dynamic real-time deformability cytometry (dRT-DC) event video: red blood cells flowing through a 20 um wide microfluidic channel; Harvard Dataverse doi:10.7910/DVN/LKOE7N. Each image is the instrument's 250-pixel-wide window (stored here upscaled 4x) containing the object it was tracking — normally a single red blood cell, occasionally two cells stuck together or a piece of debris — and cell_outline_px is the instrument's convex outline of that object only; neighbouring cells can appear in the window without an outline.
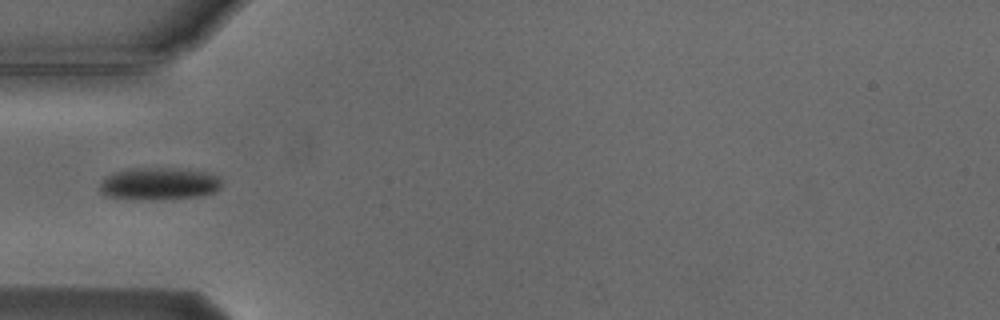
{"species": "Egyptian fruit bat (a non-hibernating species)", "species_latin": "Rousettus aegyptiacus", "temperature_condition": "cold", "stored_images_in_passage": 4, "camera_frame_rate_fps": 3000, "um_per_image_px": 0.085, "animal": {"sex": "male"}, "frame": {"image": 1, "passage_image": 4, "time_ms": 4.333, "image_size_px": [1000, 320], "cell_outline_px": [[220, 188], [216, 192], [200, 196], [164, 200], [140, 200], [104, 196], [100, 192], [100, 184], [108, 176], [116, 172], [128, 168], [172, 168], [204, 172], [220, 176]], "centroid_in_image_um": [13.52, 15.64], "position_along_channel_um": 71.5, "area_um2": 23.18}}